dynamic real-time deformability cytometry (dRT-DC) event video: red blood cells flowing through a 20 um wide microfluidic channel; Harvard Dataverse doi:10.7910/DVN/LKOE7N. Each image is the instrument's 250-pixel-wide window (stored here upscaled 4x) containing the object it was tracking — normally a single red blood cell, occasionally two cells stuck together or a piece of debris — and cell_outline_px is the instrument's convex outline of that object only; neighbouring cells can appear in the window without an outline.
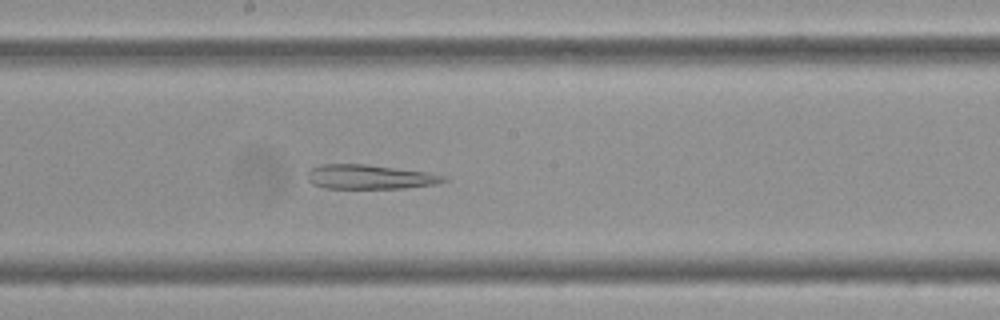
{"species": "Egyptian fruit bat (a non-hibernating species)", "species_latin": "Rousettus aegyptiacus", "temperature_condition": "cold", "stored_images_in_passage": 55, "camera_frame_rate_fps": 3000, "um_per_image_px": 0.085, "frame": {"image": 1, "passage_image": 28, "time_ms": 9.0, "image_size_px": [1000, 320], "cell_outline_px": [[448, 180], [436, 184], [404, 188], [324, 188], [312, 184], [308, 180], [308, 172], [312, 168], [320, 164], [368, 164], [428, 172], [448, 176]], "centroid_in_image_um": [31.46, 15.03], "position_along_channel_um": 216.7, "area_um2": 19.48}}
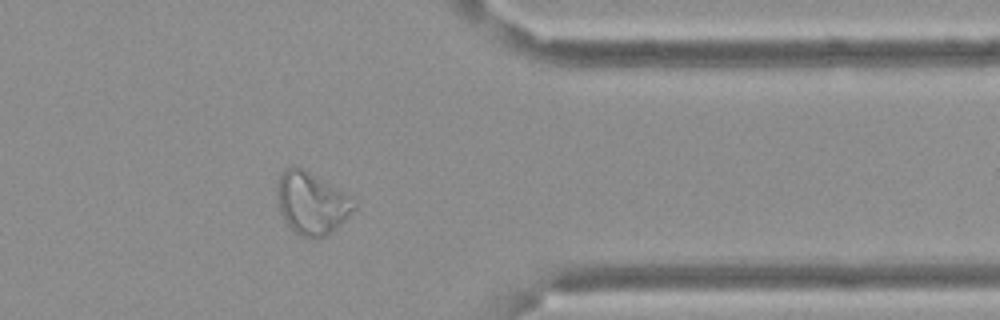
{"frame": {"image": 2, "passage_image": 44, "time_ms": 14.333, "image_size_px": [1000, 320], "cell_outline_px": [[356, 208], [344, 220], [324, 236], [316, 240], [300, 236], [284, 220], [280, 212], [276, 188], [280, 176], [284, 168], [292, 164], [308, 172], [336, 188], [356, 200]], "centroid_in_image_um": [26.46, 17.27], "position_along_channel_um": 384.9, "area_um2": 27.46}}
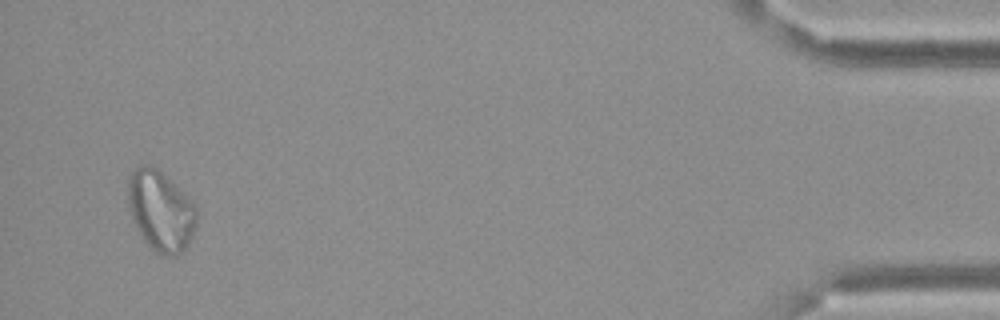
{"frame": {"image": 3, "passage_image": 53, "time_ms": 17.333, "image_size_px": [1000, 320], "cell_outline_px": [[196, 224], [192, 236], [188, 244], [176, 256], [164, 256], [156, 252], [144, 240], [132, 216], [128, 204], [128, 176], [140, 164], [152, 164], [192, 200], [196, 208]], "centroid_in_image_um": [13.66, 17.9], "position_along_channel_um": 421.5, "area_um2": 31.85}}